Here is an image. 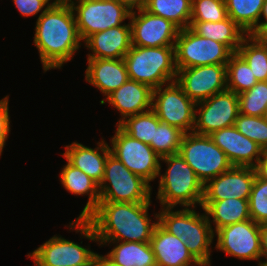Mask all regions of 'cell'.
Returning a JSON list of instances; mask_svg holds the SVG:
<instances>
[{"mask_svg":"<svg viewBox=\"0 0 267 266\" xmlns=\"http://www.w3.org/2000/svg\"><path fill=\"white\" fill-rule=\"evenodd\" d=\"M151 202H99L98 206L84 219L76 218L69 230L80 232L91 241L150 242L156 222L148 215ZM154 222L152 223L151 222Z\"/></svg>","mask_w":267,"mask_h":266,"instance_id":"6da1fadb","label":"cell"},{"mask_svg":"<svg viewBox=\"0 0 267 266\" xmlns=\"http://www.w3.org/2000/svg\"><path fill=\"white\" fill-rule=\"evenodd\" d=\"M34 45L38 49L44 72L60 69L82 45L72 7L68 1L56 0L35 26Z\"/></svg>","mask_w":267,"mask_h":266,"instance_id":"7a4b0ae2","label":"cell"},{"mask_svg":"<svg viewBox=\"0 0 267 266\" xmlns=\"http://www.w3.org/2000/svg\"><path fill=\"white\" fill-rule=\"evenodd\" d=\"M173 209L161 207L158 222L185 243L188 251L199 263L210 266V246L215 236L206 213H197L195 208L177 211Z\"/></svg>","mask_w":267,"mask_h":266,"instance_id":"3957f363","label":"cell"},{"mask_svg":"<svg viewBox=\"0 0 267 266\" xmlns=\"http://www.w3.org/2000/svg\"><path fill=\"white\" fill-rule=\"evenodd\" d=\"M160 161L167 164V170L161 175L156 198L161 207L175 208L177 205L184 208H195L202 205L204 185L197 178L194 170L184 161L179 153L162 157Z\"/></svg>","mask_w":267,"mask_h":266,"instance_id":"277c9868","label":"cell"},{"mask_svg":"<svg viewBox=\"0 0 267 266\" xmlns=\"http://www.w3.org/2000/svg\"><path fill=\"white\" fill-rule=\"evenodd\" d=\"M129 79L149 85L152 89L175 81V46H131L123 57Z\"/></svg>","mask_w":267,"mask_h":266,"instance_id":"5b68a950","label":"cell"},{"mask_svg":"<svg viewBox=\"0 0 267 266\" xmlns=\"http://www.w3.org/2000/svg\"><path fill=\"white\" fill-rule=\"evenodd\" d=\"M151 191L147 181L132 173L112 153L108 155L104 177L99 185V202H152Z\"/></svg>","mask_w":267,"mask_h":266,"instance_id":"8992f818","label":"cell"},{"mask_svg":"<svg viewBox=\"0 0 267 266\" xmlns=\"http://www.w3.org/2000/svg\"><path fill=\"white\" fill-rule=\"evenodd\" d=\"M179 154L194 170L203 185L233 167L227 155L212 141L209 135L185 133Z\"/></svg>","mask_w":267,"mask_h":266,"instance_id":"52a82bcc","label":"cell"},{"mask_svg":"<svg viewBox=\"0 0 267 266\" xmlns=\"http://www.w3.org/2000/svg\"><path fill=\"white\" fill-rule=\"evenodd\" d=\"M74 12L81 40L120 25L130 19L131 11L117 0H67ZM77 3V4H76Z\"/></svg>","mask_w":267,"mask_h":266,"instance_id":"ba28073f","label":"cell"},{"mask_svg":"<svg viewBox=\"0 0 267 266\" xmlns=\"http://www.w3.org/2000/svg\"><path fill=\"white\" fill-rule=\"evenodd\" d=\"M233 52L223 43L196 34L190 27L180 29L175 41L177 69L227 64Z\"/></svg>","mask_w":267,"mask_h":266,"instance_id":"9c48e42d","label":"cell"},{"mask_svg":"<svg viewBox=\"0 0 267 266\" xmlns=\"http://www.w3.org/2000/svg\"><path fill=\"white\" fill-rule=\"evenodd\" d=\"M195 105L176 81L153 89L152 110L158 119L184 133L194 130Z\"/></svg>","mask_w":267,"mask_h":266,"instance_id":"30bf717a","label":"cell"},{"mask_svg":"<svg viewBox=\"0 0 267 266\" xmlns=\"http://www.w3.org/2000/svg\"><path fill=\"white\" fill-rule=\"evenodd\" d=\"M110 142L111 153L132 173L140 176L149 184L158 177L161 157L154 152L150 145L132 138L118 125Z\"/></svg>","mask_w":267,"mask_h":266,"instance_id":"8fae6325","label":"cell"},{"mask_svg":"<svg viewBox=\"0 0 267 266\" xmlns=\"http://www.w3.org/2000/svg\"><path fill=\"white\" fill-rule=\"evenodd\" d=\"M238 114V95L229 90L217 93L204 101L196 103L193 132L210 135L216 130L235 125Z\"/></svg>","mask_w":267,"mask_h":266,"instance_id":"7c38bea8","label":"cell"},{"mask_svg":"<svg viewBox=\"0 0 267 266\" xmlns=\"http://www.w3.org/2000/svg\"><path fill=\"white\" fill-rule=\"evenodd\" d=\"M217 236L216 250L238 260L261 261L260 224L252 219L220 228Z\"/></svg>","mask_w":267,"mask_h":266,"instance_id":"4fadbf2b","label":"cell"},{"mask_svg":"<svg viewBox=\"0 0 267 266\" xmlns=\"http://www.w3.org/2000/svg\"><path fill=\"white\" fill-rule=\"evenodd\" d=\"M175 81L196 104L227 90L226 64L177 69Z\"/></svg>","mask_w":267,"mask_h":266,"instance_id":"5bb4252c","label":"cell"},{"mask_svg":"<svg viewBox=\"0 0 267 266\" xmlns=\"http://www.w3.org/2000/svg\"><path fill=\"white\" fill-rule=\"evenodd\" d=\"M131 44L138 47L175 46L180 28L144 8L131 11Z\"/></svg>","mask_w":267,"mask_h":266,"instance_id":"9a60e30c","label":"cell"},{"mask_svg":"<svg viewBox=\"0 0 267 266\" xmlns=\"http://www.w3.org/2000/svg\"><path fill=\"white\" fill-rule=\"evenodd\" d=\"M96 254L89 247L54 235L27 256L35 266H82L89 264Z\"/></svg>","mask_w":267,"mask_h":266,"instance_id":"2e32d148","label":"cell"},{"mask_svg":"<svg viewBox=\"0 0 267 266\" xmlns=\"http://www.w3.org/2000/svg\"><path fill=\"white\" fill-rule=\"evenodd\" d=\"M255 177L254 167L233 166L204 185L203 201L249 199Z\"/></svg>","mask_w":267,"mask_h":266,"instance_id":"e0dca14e","label":"cell"},{"mask_svg":"<svg viewBox=\"0 0 267 266\" xmlns=\"http://www.w3.org/2000/svg\"><path fill=\"white\" fill-rule=\"evenodd\" d=\"M209 136L233 166L254 167L264 153L256 142L241 134L235 125L216 130Z\"/></svg>","mask_w":267,"mask_h":266,"instance_id":"ac0fdd59","label":"cell"},{"mask_svg":"<svg viewBox=\"0 0 267 266\" xmlns=\"http://www.w3.org/2000/svg\"><path fill=\"white\" fill-rule=\"evenodd\" d=\"M152 96L153 89L149 85L128 79L100 103L105 104L106 99L109 105L111 104L120 112L121 118L117 126L127 117L152 109Z\"/></svg>","mask_w":267,"mask_h":266,"instance_id":"d6986e66","label":"cell"},{"mask_svg":"<svg viewBox=\"0 0 267 266\" xmlns=\"http://www.w3.org/2000/svg\"><path fill=\"white\" fill-rule=\"evenodd\" d=\"M84 43L92 51L87 59H122L132 46L131 26L120 25L92 34Z\"/></svg>","mask_w":267,"mask_h":266,"instance_id":"ffe728a7","label":"cell"},{"mask_svg":"<svg viewBox=\"0 0 267 266\" xmlns=\"http://www.w3.org/2000/svg\"><path fill=\"white\" fill-rule=\"evenodd\" d=\"M150 244L157 266H205L192 256L185 243L159 222L154 228Z\"/></svg>","mask_w":267,"mask_h":266,"instance_id":"44dd1931","label":"cell"},{"mask_svg":"<svg viewBox=\"0 0 267 266\" xmlns=\"http://www.w3.org/2000/svg\"><path fill=\"white\" fill-rule=\"evenodd\" d=\"M96 144H98L97 147L91 148L75 141L65 146L66 150L62 155L71 165L100 185L111 149L103 139Z\"/></svg>","mask_w":267,"mask_h":266,"instance_id":"7402d4cb","label":"cell"},{"mask_svg":"<svg viewBox=\"0 0 267 266\" xmlns=\"http://www.w3.org/2000/svg\"><path fill=\"white\" fill-rule=\"evenodd\" d=\"M87 61L85 81L99 89L105 98L129 79L123 58L87 59Z\"/></svg>","mask_w":267,"mask_h":266,"instance_id":"603a6c76","label":"cell"},{"mask_svg":"<svg viewBox=\"0 0 267 266\" xmlns=\"http://www.w3.org/2000/svg\"><path fill=\"white\" fill-rule=\"evenodd\" d=\"M201 208L215 227L214 234L228 225L251 219L249 213V199L230 198L221 201H203ZM212 217V221L210 219Z\"/></svg>","mask_w":267,"mask_h":266,"instance_id":"cb8c5ba5","label":"cell"},{"mask_svg":"<svg viewBox=\"0 0 267 266\" xmlns=\"http://www.w3.org/2000/svg\"><path fill=\"white\" fill-rule=\"evenodd\" d=\"M60 181L65 190L73 195H88V201L77 218H86L97 206L100 200L99 185L88 175L75 168L68 161L60 172Z\"/></svg>","mask_w":267,"mask_h":266,"instance_id":"d4e9b609","label":"cell"},{"mask_svg":"<svg viewBox=\"0 0 267 266\" xmlns=\"http://www.w3.org/2000/svg\"><path fill=\"white\" fill-rule=\"evenodd\" d=\"M115 244L106 256L118 266H157L150 242L98 241ZM108 243V244H106Z\"/></svg>","mask_w":267,"mask_h":266,"instance_id":"484cf974","label":"cell"},{"mask_svg":"<svg viewBox=\"0 0 267 266\" xmlns=\"http://www.w3.org/2000/svg\"><path fill=\"white\" fill-rule=\"evenodd\" d=\"M189 27L199 36L223 43L233 53H237L247 33L231 18L219 22H190Z\"/></svg>","mask_w":267,"mask_h":266,"instance_id":"4316f807","label":"cell"},{"mask_svg":"<svg viewBox=\"0 0 267 266\" xmlns=\"http://www.w3.org/2000/svg\"><path fill=\"white\" fill-rule=\"evenodd\" d=\"M144 9L185 29L190 24L192 0H147Z\"/></svg>","mask_w":267,"mask_h":266,"instance_id":"83f0119b","label":"cell"},{"mask_svg":"<svg viewBox=\"0 0 267 266\" xmlns=\"http://www.w3.org/2000/svg\"><path fill=\"white\" fill-rule=\"evenodd\" d=\"M265 0H225L227 15L247 35L258 25Z\"/></svg>","mask_w":267,"mask_h":266,"instance_id":"f1b7e54d","label":"cell"},{"mask_svg":"<svg viewBox=\"0 0 267 266\" xmlns=\"http://www.w3.org/2000/svg\"><path fill=\"white\" fill-rule=\"evenodd\" d=\"M237 53L247 62L258 81H267V46L257 37L247 35Z\"/></svg>","mask_w":267,"mask_h":266,"instance_id":"f546056e","label":"cell"},{"mask_svg":"<svg viewBox=\"0 0 267 266\" xmlns=\"http://www.w3.org/2000/svg\"><path fill=\"white\" fill-rule=\"evenodd\" d=\"M227 90L237 95L251 89L258 80L247 62L238 54L233 53L226 64Z\"/></svg>","mask_w":267,"mask_h":266,"instance_id":"4dcf8cb0","label":"cell"},{"mask_svg":"<svg viewBox=\"0 0 267 266\" xmlns=\"http://www.w3.org/2000/svg\"><path fill=\"white\" fill-rule=\"evenodd\" d=\"M161 121L152 109L127 117L118 126L129 136L150 145Z\"/></svg>","mask_w":267,"mask_h":266,"instance_id":"1f68e13d","label":"cell"},{"mask_svg":"<svg viewBox=\"0 0 267 266\" xmlns=\"http://www.w3.org/2000/svg\"><path fill=\"white\" fill-rule=\"evenodd\" d=\"M184 132L169 124L160 123L155 129L154 140L150 146L159 157L179 153Z\"/></svg>","mask_w":267,"mask_h":266,"instance_id":"d6a6232c","label":"cell"},{"mask_svg":"<svg viewBox=\"0 0 267 266\" xmlns=\"http://www.w3.org/2000/svg\"><path fill=\"white\" fill-rule=\"evenodd\" d=\"M239 113L263 117L267 109V81H258L251 89L238 95Z\"/></svg>","mask_w":267,"mask_h":266,"instance_id":"836d02e7","label":"cell"},{"mask_svg":"<svg viewBox=\"0 0 267 266\" xmlns=\"http://www.w3.org/2000/svg\"><path fill=\"white\" fill-rule=\"evenodd\" d=\"M235 127L241 134L256 142L263 151H267V118L265 116H247L239 113Z\"/></svg>","mask_w":267,"mask_h":266,"instance_id":"e575fe53","label":"cell"},{"mask_svg":"<svg viewBox=\"0 0 267 266\" xmlns=\"http://www.w3.org/2000/svg\"><path fill=\"white\" fill-rule=\"evenodd\" d=\"M227 17L225 0H192L190 22H219Z\"/></svg>","mask_w":267,"mask_h":266,"instance_id":"d590c367","label":"cell"},{"mask_svg":"<svg viewBox=\"0 0 267 266\" xmlns=\"http://www.w3.org/2000/svg\"><path fill=\"white\" fill-rule=\"evenodd\" d=\"M249 213L257 224L267 223V181L254 179L249 197Z\"/></svg>","mask_w":267,"mask_h":266,"instance_id":"8d00e7d4","label":"cell"},{"mask_svg":"<svg viewBox=\"0 0 267 266\" xmlns=\"http://www.w3.org/2000/svg\"><path fill=\"white\" fill-rule=\"evenodd\" d=\"M18 11L23 17L37 15L40 11L41 16L56 0L50 3V0H12ZM45 6V7H44ZM43 9V10H42Z\"/></svg>","mask_w":267,"mask_h":266,"instance_id":"74e56055","label":"cell"},{"mask_svg":"<svg viewBox=\"0 0 267 266\" xmlns=\"http://www.w3.org/2000/svg\"><path fill=\"white\" fill-rule=\"evenodd\" d=\"M6 95L0 100V156L10 133L9 99Z\"/></svg>","mask_w":267,"mask_h":266,"instance_id":"f35d334b","label":"cell"},{"mask_svg":"<svg viewBox=\"0 0 267 266\" xmlns=\"http://www.w3.org/2000/svg\"><path fill=\"white\" fill-rule=\"evenodd\" d=\"M254 170L258 178L267 181V151H264Z\"/></svg>","mask_w":267,"mask_h":266,"instance_id":"ab89813d","label":"cell"},{"mask_svg":"<svg viewBox=\"0 0 267 266\" xmlns=\"http://www.w3.org/2000/svg\"><path fill=\"white\" fill-rule=\"evenodd\" d=\"M261 16L264 17L263 19L265 21H259L258 25L248 35L256 37L265 27H267V0L264 1L260 18H262Z\"/></svg>","mask_w":267,"mask_h":266,"instance_id":"60d3db41","label":"cell"},{"mask_svg":"<svg viewBox=\"0 0 267 266\" xmlns=\"http://www.w3.org/2000/svg\"><path fill=\"white\" fill-rule=\"evenodd\" d=\"M260 237H261V259L265 257L267 261V223L260 225Z\"/></svg>","mask_w":267,"mask_h":266,"instance_id":"b9f144b4","label":"cell"},{"mask_svg":"<svg viewBox=\"0 0 267 266\" xmlns=\"http://www.w3.org/2000/svg\"><path fill=\"white\" fill-rule=\"evenodd\" d=\"M117 1L120 4L125 5L130 11H134L144 8L147 0H117Z\"/></svg>","mask_w":267,"mask_h":266,"instance_id":"7bdbcfd3","label":"cell"},{"mask_svg":"<svg viewBox=\"0 0 267 266\" xmlns=\"http://www.w3.org/2000/svg\"><path fill=\"white\" fill-rule=\"evenodd\" d=\"M96 266H118L111 261L107 256L96 254Z\"/></svg>","mask_w":267,"mask_h":266,"instance_id":"ee69618b","label":"cell"},{"mask_svg":"<svg viewBox=\"0 0 267 266\" xmlns=\"http://www.w3.org/2000/svg\"><path fill=\"white\" fill-rule=\"evenodd\" d=\"M256 37L267 46V27H265Z\"/></svg>","mask_w":267,"mask_h":266,"instance_id":"f6af8a7d","label":"cell"},{"mask_svg":"<svg viewBox=\"0 0 267 266\" xmlns=\"http://www.w3.org/2000/svg\"><path fill=\"white\" fill-rule=\"evenodd\" d=\"M82 266H96V255L95 258L87 265H82Z\"/></svg>","mask_w":267,"mask_h":266,"instance_id":"bcb514c9","label":"cell"},{"mask_svg":"<svg viewBox=\"0 0 267 266\" xmlns=\"http://www.w3.org/2000/svg\"><path fill=\"white\" fill-rule=\"evenodd\" d=\"M258 266H267V261H260Z\"/></svg>","mask_w":267,"mask_h":266,"instance_id":"7dc6e473","label":"cell"}]
</instances>
